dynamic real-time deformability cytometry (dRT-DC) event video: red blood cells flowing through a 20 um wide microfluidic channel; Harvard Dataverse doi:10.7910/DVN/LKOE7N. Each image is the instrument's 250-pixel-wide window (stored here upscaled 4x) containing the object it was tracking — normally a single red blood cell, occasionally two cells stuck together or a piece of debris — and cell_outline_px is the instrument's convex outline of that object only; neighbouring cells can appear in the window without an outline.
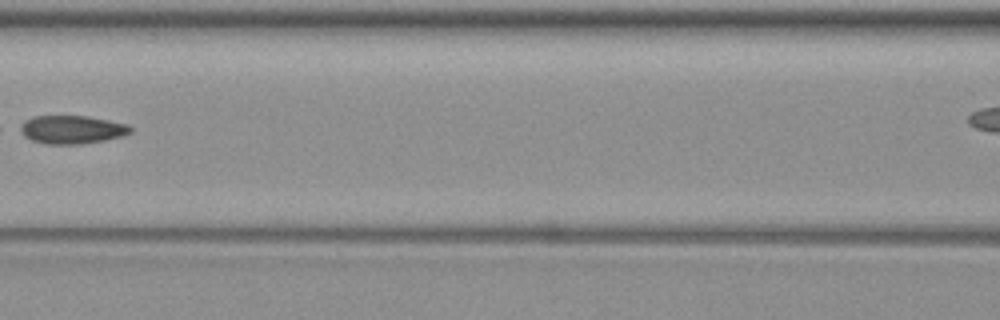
{"species": "common noctule bat (a hibernating species)", "species_latin": "Nyctalus noctula", "temperature_condition": "warm", "stored_images_in_passage": 4, "segment_of_instrument_passage": [1, 2], "camera_frame_rate_fps": 3000, "um_per_image_px": 0.085, "animal": {"sex": "female", "body_mass_g": 19.3, "forearm_length_mm": 54.1}, "frame": {"image": 1, "passage_image": 3, "time_ms": 2.667, "image_size_px": [1000, 320], "cell_outline_px": [[132, 132], [124, 136], [104, 140], [80, 144], [44, 144], [32, 140], [24, 136], [16, 128], [24, 120], [32, 116], [88, 116], [128, 124], [132, 128]], "centroid_in_image_um": [6.07, 11.01], "position_along_channel_um": 160.5, "area_um2": 18.44}}